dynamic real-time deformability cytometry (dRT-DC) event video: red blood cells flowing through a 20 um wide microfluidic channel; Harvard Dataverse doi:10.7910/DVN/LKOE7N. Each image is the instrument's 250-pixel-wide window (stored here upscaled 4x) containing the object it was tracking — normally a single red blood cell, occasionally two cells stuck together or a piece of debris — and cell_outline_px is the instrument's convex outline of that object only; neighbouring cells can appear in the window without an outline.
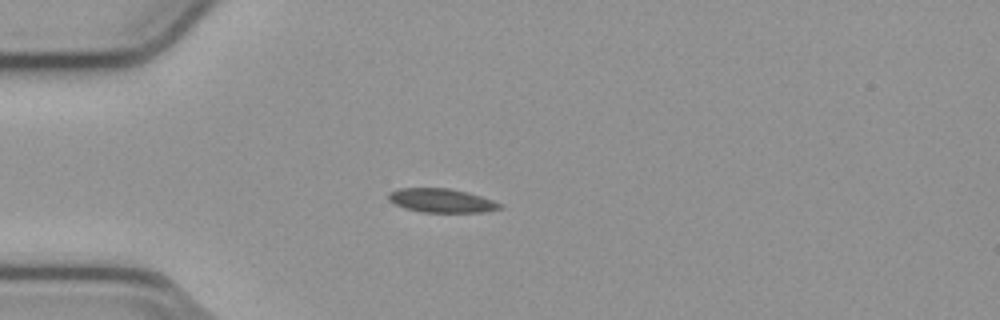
{"species": "common noctule bat (a hibernating species)", "species_latin": "Nyctalus noctula", "temperature_condition": "cold", "stored_images_in_passage": 40, "camera_frame_rate_fps": 3000, "um_per_image_px": 0.085, "animal": {"sex": "male", "body_mass_g": 23.1, "forearm_length_mm": 52.7}, "frame": {"image": 1, "passage_image": 1, "time_ms": 0.0, "image_size_px": [1000, 320], "cell_outline_px": [[504, 208], [484, 212], [420, 212], [404, 208], [388, 200], [388, 192], [400, 188], [448, 188], [468, 192], [504, 204]], "centroid_in_image_um": [37.54, 17.05], "position_along_channel_um": 47.5, "area_um2": 15.61}}
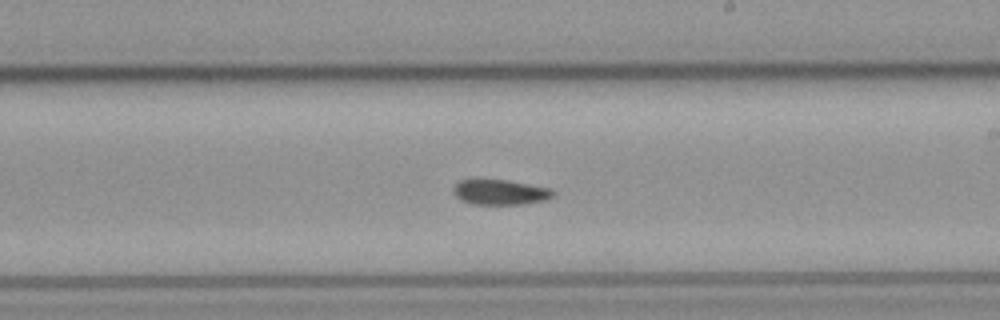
{"frame": {"image": 2, "passage_image": 18, "time_ms": 5.667, "image_size_px": [1000, 320], "cell_outline_px": [[556, 196], [544, 200], [524, 204], [472, 204], [460, 200], [452, 192], [452, 188], [460, 180], [508, 180], [552, 188], [556, 192]], "centroid_in_image_um": [42.55, 16.34], "position_along_channel_um": 246.4, "area_um2": 14.8}}
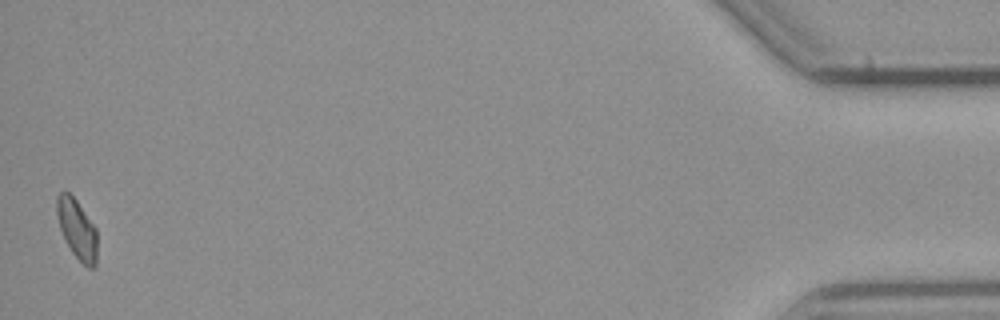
{"frame": {"image": 3, "passage_image": 40, "time_ms": 13.0, "image_size_px": [1000, 320], "cell_outline_px": [[96, 264], [92, 268], [88, 268], [72, 252], [60, 228], [56, 212], [56, 196], [64, 188], [76, 200], [96, 228]], "centroid_in_image_um": [6.53, 19.42], "position_along_channel_um": 428.7, "area_um2": 13.81}}